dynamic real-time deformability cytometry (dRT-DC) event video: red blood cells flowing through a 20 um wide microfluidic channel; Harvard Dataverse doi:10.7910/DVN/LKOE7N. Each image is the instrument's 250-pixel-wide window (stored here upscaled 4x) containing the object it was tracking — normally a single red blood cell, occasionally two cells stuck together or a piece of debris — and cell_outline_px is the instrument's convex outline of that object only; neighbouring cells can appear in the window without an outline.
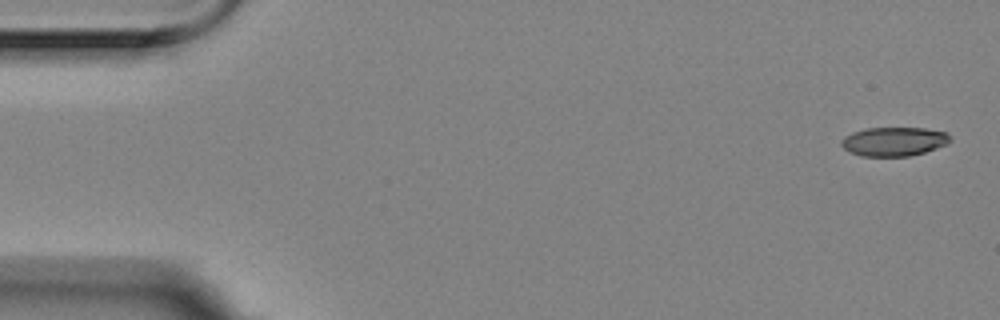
{"species": "Egyptian fruit bat (a non-hibernating species)", "species_latin": "Rousettus aegyptiacus", "temperature_condition": "room temperature", "stored_images_in_passage": 5, "camera_frame_rate_fps": 3000, "um_per_image_px": 0.085, "animal": {"sex": "female"}, "frame": {"image": 1, "passage_image": 1, "time_ms": 0.0, "image_size_px": [1000, 320], "cell_outline_px": [[952, 140], [948, 144], [924, 152], [908, 156], [860, 156], [844, 148], [840, 144], [840, 140], [844, 136], [852, 132], [864, 128], [924, 128], [948, 132]], "centroid_in_image_um": [75.99, 12.02], "position_along_channel_um": 9.0, "area_um2": 18.5}}
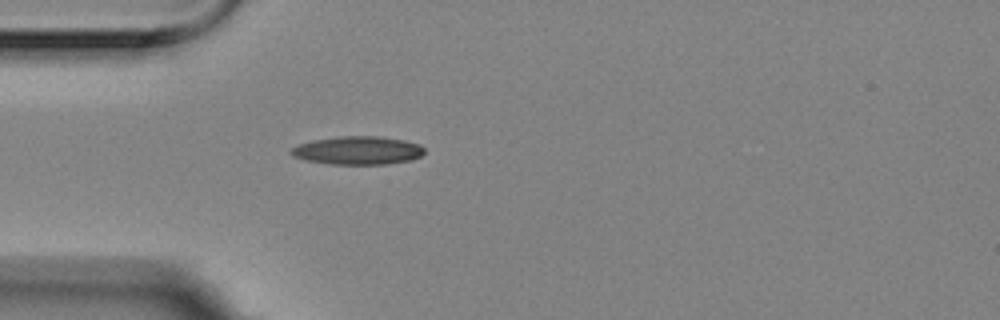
{"frame": {"image": 2, "passage_image": 5, "time_ms": 1.333, "image_size_px": [1000, 320], "cell_outline_px": [[424, 152], [420, 156], [412, 160], [388, 164], [332, 164], [304, 160], [292, 156], [288, 152], [292, 148], [300, 144], [312, 140], [340, 136], [380, 136], [404, 140], [420, 144], [424, 148]], "centroid_in_image_um": [30.41, 12.79], "position_along_channel_um": 54.6, "area_um2": 22.08}}